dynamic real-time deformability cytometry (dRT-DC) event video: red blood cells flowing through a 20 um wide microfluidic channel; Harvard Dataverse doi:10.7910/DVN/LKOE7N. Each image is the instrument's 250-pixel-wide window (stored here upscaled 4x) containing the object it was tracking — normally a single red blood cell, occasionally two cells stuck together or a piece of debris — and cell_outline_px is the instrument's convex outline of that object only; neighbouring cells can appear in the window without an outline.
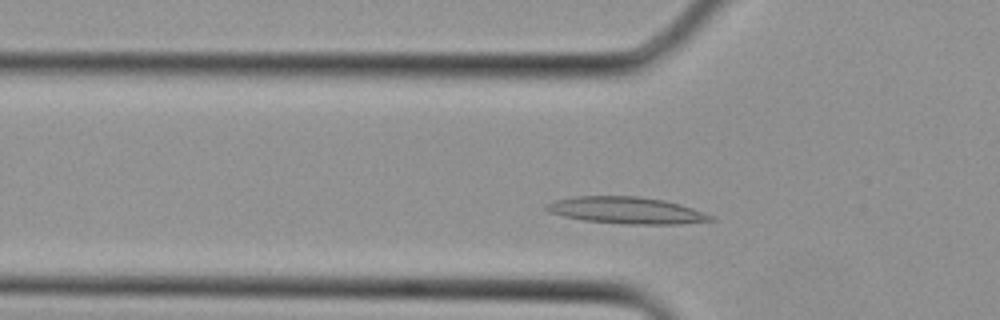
{"species": "Egyptian fruit bat (a non-hibernating species)", "species_latin": "Rousettus aegyptiacus", "temperature_condition": "cold", "stored_images_in_passage": 4, "camera_frame_rate_fps": 3000, "um_per_image_px": 0.085, "animal": {"sex": "female"}, "frame": {"image": 1, "passage_image": 4, "time_ms": 1.0, "image_size_px": [1000, 320], "cell_outline_px": [[716, 220], [680, 224], [624, 224], [584, 220], [564, 216], [548, 212], [544, 208], [544, 204], [556, 200], [576, 196], [636, 196], [664, 200], [680, 204], [716, 216]], "centroid_in_image_um": [53.27, 17.88], "position_along_channel_um": 72.5, "area_um2": 25.72}}